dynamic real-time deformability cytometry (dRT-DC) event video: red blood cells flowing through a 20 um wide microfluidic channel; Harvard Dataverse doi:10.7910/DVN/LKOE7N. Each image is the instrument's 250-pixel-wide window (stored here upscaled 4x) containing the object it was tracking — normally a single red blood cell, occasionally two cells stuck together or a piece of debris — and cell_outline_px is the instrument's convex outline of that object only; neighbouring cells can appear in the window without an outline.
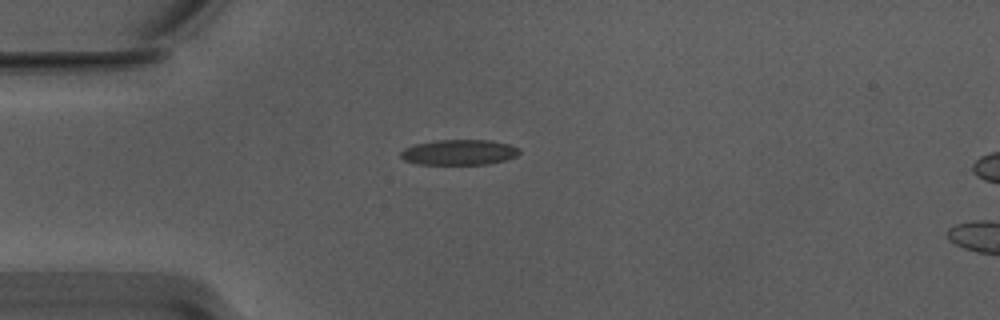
{"species": "Egyptian fruit bat (a non-hibernating species)", "species_latin": "Rousettus aegyptiacus", "temperature_condition": "warm", "stored_images_in_passage": 10, "camera_frame_rate_fps": 3000, "um_per_image_px": 0.085, "animal": {"sex": "male"}, "frame": {"image": 1, "passage_image": 1, "time_ms": 0.0, "image_size_px": [1000, 320], "cell_outline_px": [[520, 152], [516, 156], [504, 160], [484, 164], [416, 164], [404, 160], [400, 156], [400, 152], [404, 148], [416, 144], [436, 140], [488, 140], [508, 144], [520, 148]], "centroid_in_image_um": [39.0, 12.94], "position_along_channel_um": 46.0, "area_um2": 17.46}}
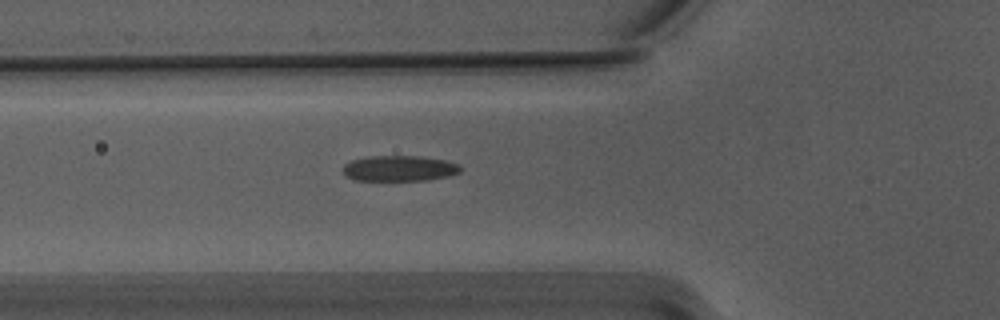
{"frame": {"image": 2, "passage_image": 6, "time_ms": 1.667, "image_size_px": [1000, 320], "cell_outline_px": [[460, 172], [452, 176], [428, 180], [356, 180], [348, 176], [344, 172], [344, 164], [352, 160], [368, 156], [420, 156], [444, 160], [456, 164], [460, 168]], "centroid_in_image_um": [33.97, 14.31], "position_along_channel_um": 91.8, "area_um2": 17.4}}
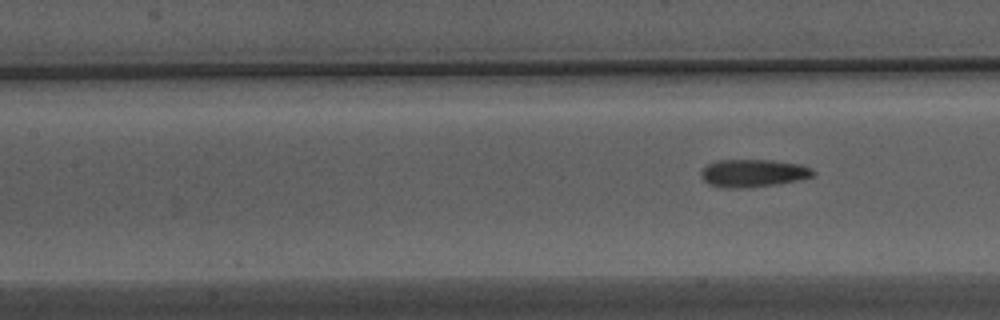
{"frame": {"image": 3, "passage_image": 10, "time_ms": 3.0, "image_size_px": [1000, 320], "cell_outline_px": [[816, 172], [812, 176], [796, 180], [748, 188], [720, 188], [708, 184], [700, 176], [700, 172], [708, 164], [716, 160], [772, 160], [800, 164], [812, 168]], "centroid_in_image_um": [63.97, 14.71], "position_along_channel_um": 143.4, "area_um2": 18.09}}